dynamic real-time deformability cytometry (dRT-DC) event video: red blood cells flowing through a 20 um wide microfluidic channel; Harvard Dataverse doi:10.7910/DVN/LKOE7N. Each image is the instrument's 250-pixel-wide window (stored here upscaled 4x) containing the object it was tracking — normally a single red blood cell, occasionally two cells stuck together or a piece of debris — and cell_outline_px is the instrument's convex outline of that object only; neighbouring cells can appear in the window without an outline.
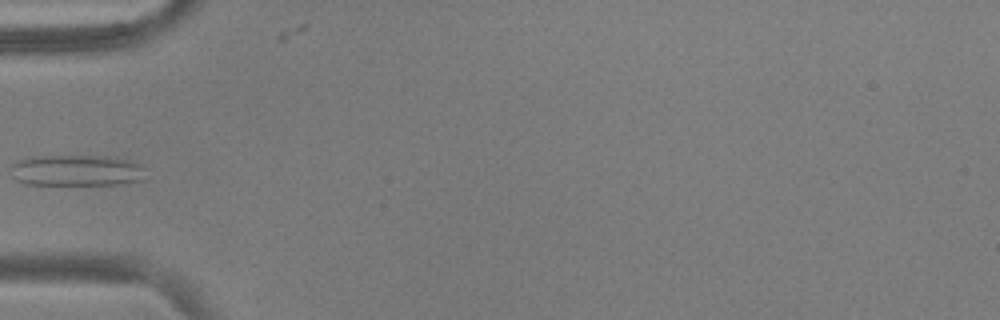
{"species": "common noctule bat (a hibernating species)", "species_latin": "Nyctalus noctula", "temperature_condition": "warm", "stored_images_in_passage": 36, "camera_frame_rate_fps": 3000, "um_per_image_px": 0.085, "animal": {"sex": "male", "body_mass_g": 17.9, "forearm_length_mm": 54.2}, "frame": {"image": 1, "passage_image": 1, "time_ms": 0.0, "image_size_px": [1000, 320], "cell_outline_px": [[148, 168], [144, 180], [124, 184], [28, 184], [16, 180], [12, 176], [12, 164], [28, 156], [104, 156], [132, 160]], "centroid_in_image_um": [6.6, 14.48], "position_along_channel_um": 78.4, "area_um2": 24.8}}
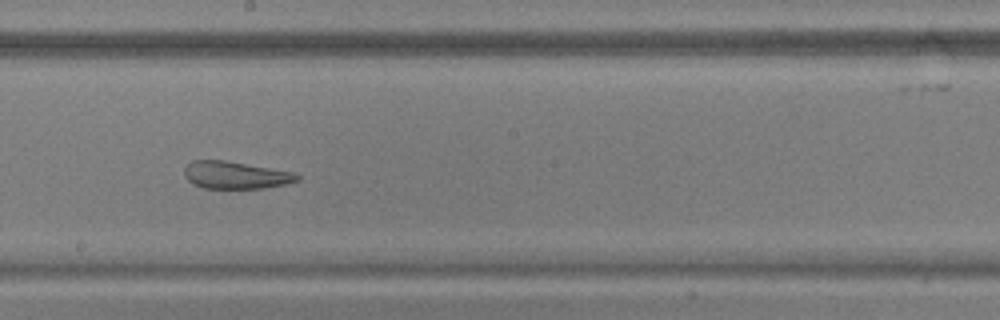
{"frame": {"image": 2, "passage_image": 13, "time_ms": 4.0, "image_size_px": [1000, 320], "cell_outline_px": [[300, 180], [288, 184], [264, 188], [204, 188], [192, 184], [184, 176], [184, 168], [192, 160], [224, 160], [296, 172], [300, 176]], "centroid_in_image_um": [20.05, 14.88], "position_along_channel_um": 228.1, "area_um2": 18.21}}
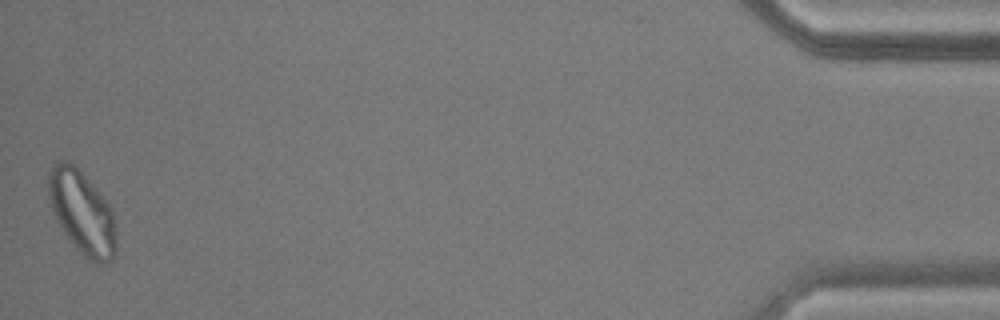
{"frame": {"image": 3, "passage_image": 36, "time_ms": 11.667, "image_size_px": [1000, 320], "cell_outline_px": [[116, 252], [112, 260], [108, 264], [96, 264], [84, 256], [76, 248], [60, 228], [52, 212], [48, 196], [48, 172], [52, 164], [60, 160], [68, 160], [84, 176], [112, 208], [116, 236]], "centroid_in_image_um": [6.96, 18.1], "position_along_channel_um": 428.2, "area_um2": 32.95}}